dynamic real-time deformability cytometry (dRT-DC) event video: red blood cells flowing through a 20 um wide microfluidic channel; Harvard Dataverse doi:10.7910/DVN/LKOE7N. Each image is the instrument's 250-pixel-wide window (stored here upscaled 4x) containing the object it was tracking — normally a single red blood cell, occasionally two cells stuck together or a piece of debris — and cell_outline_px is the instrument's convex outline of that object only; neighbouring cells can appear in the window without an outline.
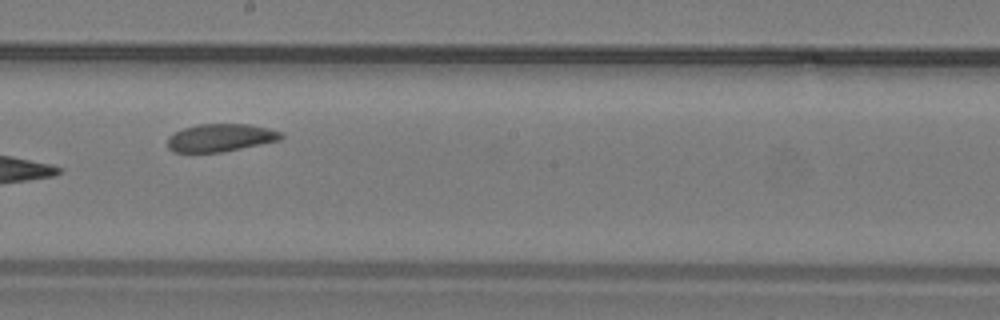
{"species": "common noctule bat (a hibernating species)", "species_latin": "Nyctalus noctula", "temperature_condition": "warm", "stored_images_in_passage": 24, "camera_frame_rate_fps": 3000, "um_per_image_px": 0.085, "animal": {"sex": "male", "body_mass_g": 19.2, "forearm_length_mm": 51.8}, "frame": {"image": 1, "passage_image": 17, "time_ms": 5.333, "image_size_px": [1000, 320], "cell_outline_px": [[284, 136], [280, 140], [220, 152], [172, 152], [168, 148], [168, 136], [184, 128], [200, 124], [248, 124], [268, 128], [280, 132]], "centroid_in_image_um": [18.72, 11.7], "position_along_channel_um": 229.5, "area_um2": 18.15}}
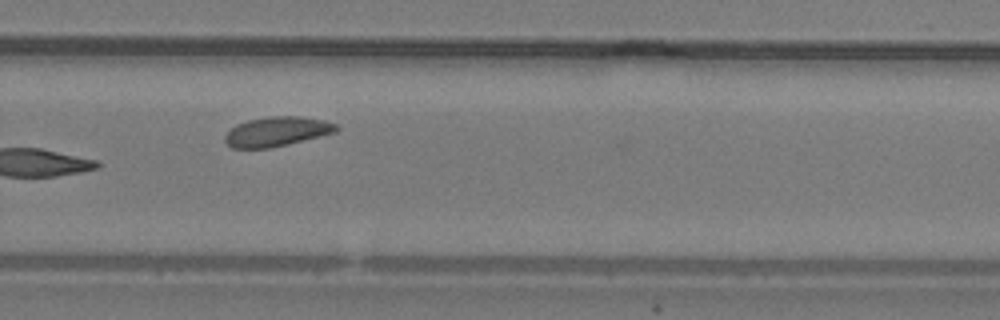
{"frame": {"image": 2, "passage_image": 20, "time_ms": 6.333, "image_size_px": [1000, 320], "cell_outline_px": [[340, 128], [336, 132], [288, 144], [268, 148], [232, 148], [224, 140], [224, 136], [236, 124], [248, 120], [272, 116], [300, 116], [324, 120], [336, 124]], "centroid_in_image_um": [23.54, 11.18], "position_along_channel_um": 306.3, "area_um2": 19.07}}